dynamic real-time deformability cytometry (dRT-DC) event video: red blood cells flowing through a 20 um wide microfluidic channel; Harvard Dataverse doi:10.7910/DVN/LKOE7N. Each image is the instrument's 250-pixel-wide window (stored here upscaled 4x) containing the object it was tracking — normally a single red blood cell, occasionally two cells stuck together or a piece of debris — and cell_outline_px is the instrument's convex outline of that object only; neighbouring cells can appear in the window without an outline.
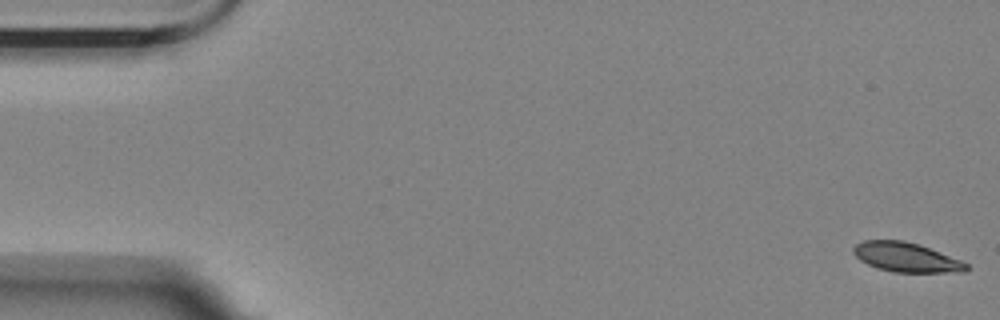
{"species": "Egyptian fruit bat (a non-hibernating species)", "species_latin": "Rousettus aegyptiacus", "temperature_condition": "room temperature", "stored_images_in_passage": 12, "camera_frame_rate_fps": 3000, "um_per_image_px": 0.085, "animal": {"sex": "female"}, "frame": {"image": 1, "passage_image": 1, "time_ms": 0.0, "image_size_px": [1000, 320], "cell_outline_px": [[968, 268], [964, 272], [892, 272], [876, 268], [860, 260], [852, 252], [852, 248], [856, 244], [864, 240], [904, 240], [920, 244], [960, 260], [968, 264]], "centroid_in_image_um": [77.0, 21.86], "position_along_channel_um": 8.0, "area_um2": 19.42}}